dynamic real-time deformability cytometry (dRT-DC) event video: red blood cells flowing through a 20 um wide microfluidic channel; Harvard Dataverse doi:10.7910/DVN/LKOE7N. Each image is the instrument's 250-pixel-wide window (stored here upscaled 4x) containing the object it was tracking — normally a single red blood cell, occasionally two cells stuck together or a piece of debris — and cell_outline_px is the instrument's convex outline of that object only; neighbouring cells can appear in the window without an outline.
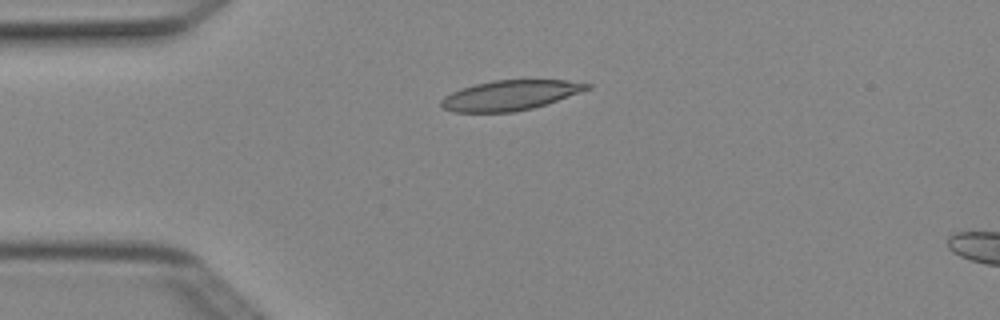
{"species": "Egyptian fruit bat (a non-hibernating species)", "species_latin": "Rousettus aegyptiacus", "temperature_condition": "cold", "stored_images_in_passage": 4, "camera_frame_rate_fps": 3000, "um_per_image_px": 0.085, "animal": {"sex": "female"}, "frame": {"image": 1, "passage_image": 3, "time_ms": 0.667, "image_size_px": [1000, 320], "cell_outline_px": [[592, 88], [532, 108], [516, 112], [456, 112], [440, 108], [440, 100], [444, 96], [460, 88], [492, 80], [568, 80], [592, 84]], "centroid_in_image_um": [43.32, 8.09], "position_along_channel_um": 41.7, "area_um2": 25.43}}